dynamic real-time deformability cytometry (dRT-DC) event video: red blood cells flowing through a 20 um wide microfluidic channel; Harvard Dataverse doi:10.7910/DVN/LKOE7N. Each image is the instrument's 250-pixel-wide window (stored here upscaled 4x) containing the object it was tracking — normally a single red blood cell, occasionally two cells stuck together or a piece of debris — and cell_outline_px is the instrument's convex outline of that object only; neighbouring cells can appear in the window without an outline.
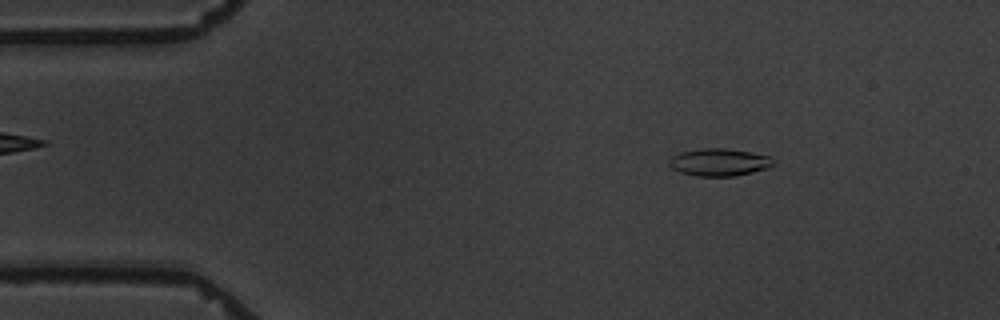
{"species": "common noctule bat (a hibernating species)", "species_latin": "Nyctalus noctula", "temperature_condition": "warm", "stored_images_in_passage": 4, "segment_of_instrument_passage": [1, 2], "camera_frame_rate_fps": 3000, "um_per_image_px": 0.085, "animal": {"sex": "male", "body_mass_g": 19.5, "forearm_length_mm": 54.6}, "frame": {"image": 1, "passage_image": 1, "time_ms": 0.0, "image_size_px": [1000, 320], "cell_outline_px": [[772, 164], [768, 168], [752, 172], [732, 176], [696, 176], [680, 172], [672, 168], [668, 164], [668, 160], [672, 156], [680, 152], [700, 148], [724, 148], [752, 152], [772, 156]], "centroid_in_image_um": [61.1, 13.78], "position_along_channel_um": 23.9, "area_um2": 16.7}}